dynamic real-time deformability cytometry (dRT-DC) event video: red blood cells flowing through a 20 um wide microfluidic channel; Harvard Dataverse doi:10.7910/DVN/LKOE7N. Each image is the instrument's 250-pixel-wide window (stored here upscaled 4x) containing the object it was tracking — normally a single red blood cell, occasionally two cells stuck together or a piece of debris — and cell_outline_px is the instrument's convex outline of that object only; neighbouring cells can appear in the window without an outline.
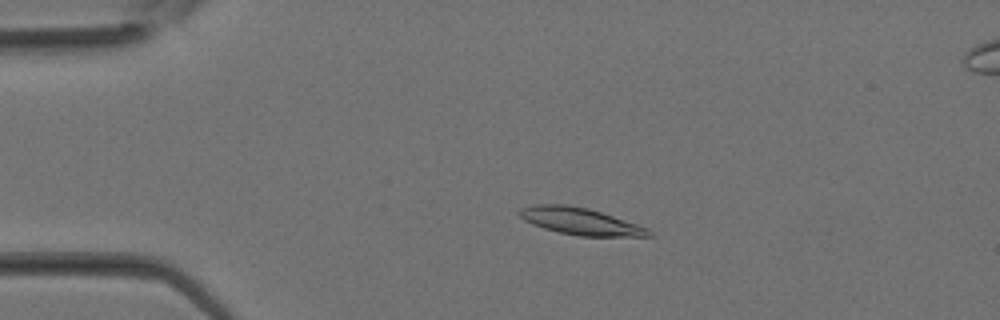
{"species": "Egyptian fruit bat (a non-hibernating species)", "species_latin": "Rousettus aegyptiacus", "temperature_condition": "room temperature", "stored_images_in_passage": 9, "camera_frame_rate_fps": 3000, "um_per_image_px": 0.085, "animal": {"sex": "female"}, "frame": {"image": 1, "passage_image": 4, "time_ms": 1.0, "image_size_px": [1000, 320], "cell_outline_px": [[652, 236], [580, 236], [560, 232], [544, 228], [532, 224], [524, 220], [516, 212], [520, 208], [532, 204], [564, 204], [588, 208], [648, 228], [652, 232]], "centroid_in_image_um": [49.27, 18.8], "position_along_channel_um": 35.7, "area_um2": 20.11}}
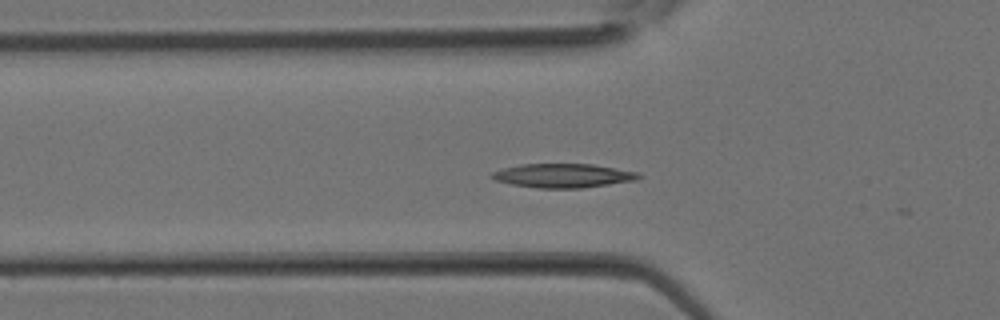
{"frame": {"image": 2, "passage_image": 8, "time_ms": 2.333, "image_size_px": [1000, 320], "cell_outline_px": [[640, 176], [636, 180], [580, 188], [540, 188], [512, 184], [496, 180], [488, 176], [492, 172], [504, 168], [520, 164], [592, 164], [640, 172]], "centroid_in_image_um": [47.85, 14.92], "position_along_channel_um": 77.9, "area_um2": 20.35}}